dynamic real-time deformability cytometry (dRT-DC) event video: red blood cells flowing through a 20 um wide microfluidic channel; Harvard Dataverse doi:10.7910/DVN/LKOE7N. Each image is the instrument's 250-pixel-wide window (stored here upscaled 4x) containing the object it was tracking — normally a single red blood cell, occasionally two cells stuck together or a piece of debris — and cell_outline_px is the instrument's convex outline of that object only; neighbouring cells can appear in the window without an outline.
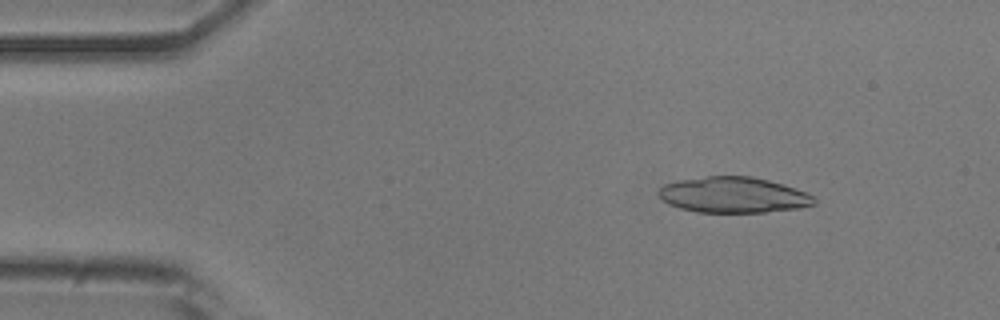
{"species": "common noctule bat (a hibernating species)", "species_latin": "Nyctalus noctula", "temperature_condition": "room temperature", "stored_images_in_passage": 51, "camera_frame_rate_fps": 3000, "um_per_image_px": 0.085, "animal": {"sex": "male", "body_mass_g": 20.5, "forearm_length_mm": 52.5}, "frame": {"image": 1, "passage_image": 7, "time_ms": 2.0, "image_size_px": [1000, 320], "cell_outline_px": [[816, 204], [800, 208], [764, 212], [696, 212], [680, 208], [668, 204], [656, 192], [664, 184], [676, 180], [708, 176], [752, 176], [784, 184], [796, 188], [812, 196], [816, 200]], "centroid_in_image_um": [62.32, 16.56], "position_along_channel_um": 22.7, "area_um2": 32.48}}